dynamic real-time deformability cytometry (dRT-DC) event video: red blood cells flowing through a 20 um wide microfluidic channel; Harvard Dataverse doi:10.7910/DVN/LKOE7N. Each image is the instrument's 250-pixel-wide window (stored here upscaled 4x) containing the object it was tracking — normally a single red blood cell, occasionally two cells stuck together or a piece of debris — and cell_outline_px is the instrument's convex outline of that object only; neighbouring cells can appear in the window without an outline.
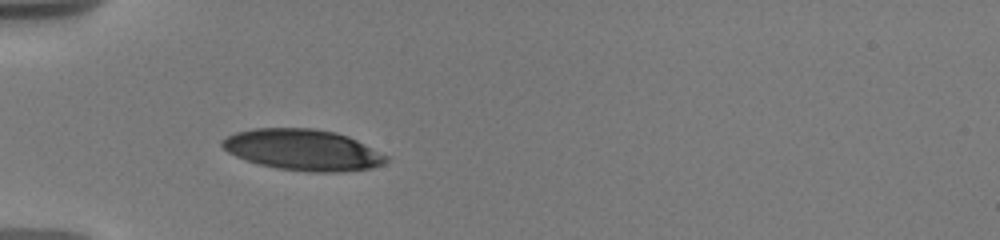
{"species": "human", "species_latin": "Homo sapiens", "temperature_condition": "warm", "stored_images_in_passage": 2, "camera_frame_rate_fps": 3000, "um_per_image_px": 0.085, "donor": {"sex": "male"}, "frame": {"image": 1, "passage_image": 1, "time_ms": 0.0, "image_size_px": [1000, 240], "cell_outline_px": [[388, 160], [384, 164], [372, 168], [340, 172], [312, 172], [276, 168], [260, 164], [236, 156], [228, 152], [220, 144], [220, 140], [236, 132], [252, 128], [312, 128], [336, 132], [348, 136], [388, 156]], "centroid_in_image_um": [25.74, 12.73], "position_along_channel_um": 59.3, "area_um2": 39.19}}